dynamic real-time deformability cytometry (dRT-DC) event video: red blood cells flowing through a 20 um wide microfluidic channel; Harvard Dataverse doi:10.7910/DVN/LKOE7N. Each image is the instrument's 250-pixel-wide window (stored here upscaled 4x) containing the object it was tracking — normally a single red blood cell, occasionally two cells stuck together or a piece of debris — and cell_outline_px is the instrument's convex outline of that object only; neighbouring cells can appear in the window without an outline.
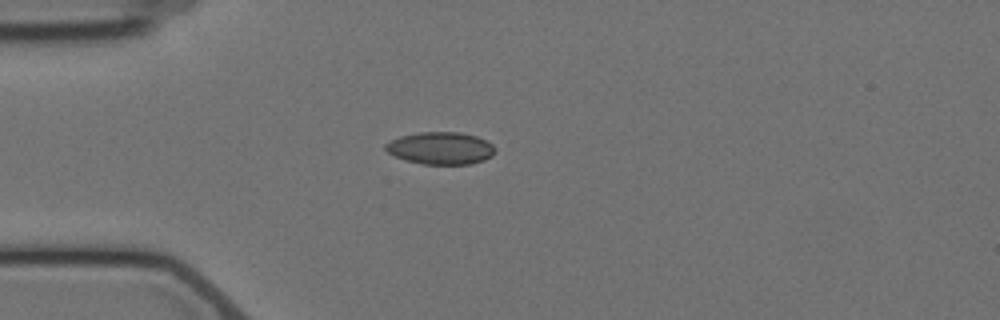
{"species": "Egyptian fruit bat (a non-hibernating species)", "species_latin": "Rousettus aegyptiacus", "temperature_condition": "cold", "stored_images_in_passage": 7, "camera_frame_rate_fps": 3000, "um_per_image_px": 0.085, "animal": {"sex": "female"}, "frame": {"image": 1, "passage_image": 1, "time_ms": 0.0, "image_size_px": [1000, 320], "cell_outline_px": [[496, 152], [492, 156], [484, 160], [468, 164], [424, 164], [404, 160], [388, 152], [384, 148], [384, 144], [400, 136], [420, 132], [460, 132], [476, 136], [492, 144], [496, 148]], "centroid_in_image_um": [37.46, 12.59], "position_along_channel_um": 47.5, "area_um2": 20.63}}
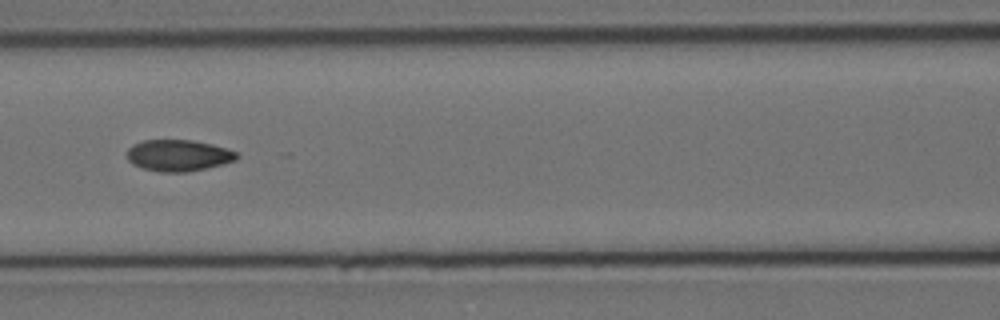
{"frame": {"image": 2, "passage_image": 4, "time_ms": 3.333, "image_size_px": [1000, 320], "cell_outline_px": [[240, 156], [236, 160], [224, 164], [188, 172], [160, 172], [144, 168], [132, 164], [128, 160], [128, 148], [132, 144], [144, 140], [192, 140], [212, 144], [228, 148], [236, 152]], "centroid_in_image_um": [15.19, 13.21], "position_along_channel_um": 151.4, "area_um2": 20.23}}
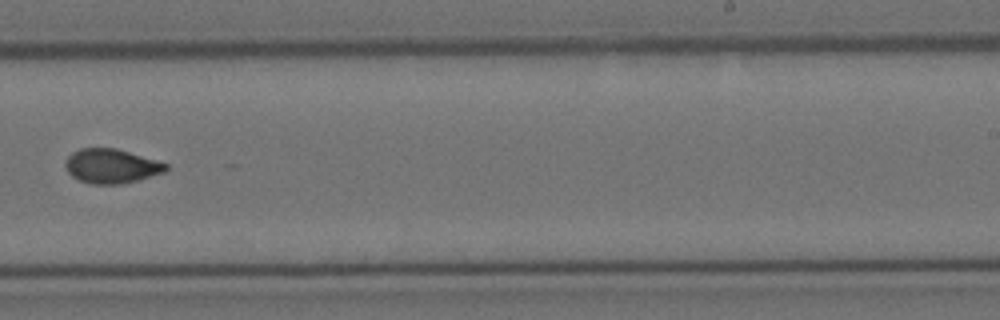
{"frame": {"image": 3, "passage_image": 7, "time_ms": 7.0, "image_size_px": [1000, 320], "cell_outline_px": [[168, 168], [164, 172], [136, 180], [120, 184], [92, 184], [80, 180], [72, 176], [68, 172], [64, 164], [68, 156], [72, 152], [80, 148], [116, 148], [168, 164]], "centroid_in_image_um": [9.43, 14.11], "position_along_channel_um": 279.6, "area_um2": 19.88}}